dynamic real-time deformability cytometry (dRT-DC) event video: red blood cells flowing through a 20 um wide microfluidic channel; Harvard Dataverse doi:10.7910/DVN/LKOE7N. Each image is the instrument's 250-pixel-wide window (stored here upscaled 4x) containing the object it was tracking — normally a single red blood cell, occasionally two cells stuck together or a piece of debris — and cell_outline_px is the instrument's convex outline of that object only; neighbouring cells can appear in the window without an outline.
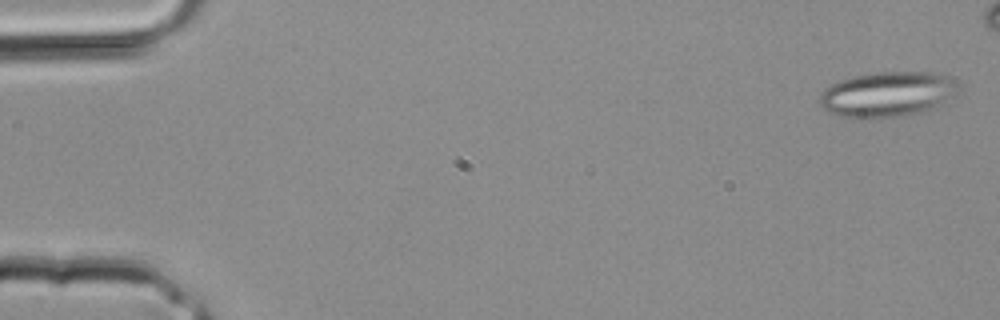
{"species": "common noctule bat (a hibernating species)", "species_latin": "Nyctalus noctula", "temperature_condition": "room temperature", "stored_images_in_passage": 4, "camera_frame_rate_fps": 3000, "um_per_image_px": 0.085, "animal": {"sex": "male", "body_mass_g": 20.4}, "frame": {"image": 1, "passage_image": 1, "time_ms": 0.0, "image_size_px": [1000, 320], "cell_outline_px": [[960, 88], [940, 108], [924, 112], [904, 116], [856, 120], [852, 120], [840, 116], [824, 108], [816, 100], [820, 92], [824, 88], [840, 80], [852, 76], [876, 72], [932, 72], [956, 80]], "centroid_in_image_um": [75.42, 8.04], "position_along_channel_um": 9.6, "area_um2": 37.51}}